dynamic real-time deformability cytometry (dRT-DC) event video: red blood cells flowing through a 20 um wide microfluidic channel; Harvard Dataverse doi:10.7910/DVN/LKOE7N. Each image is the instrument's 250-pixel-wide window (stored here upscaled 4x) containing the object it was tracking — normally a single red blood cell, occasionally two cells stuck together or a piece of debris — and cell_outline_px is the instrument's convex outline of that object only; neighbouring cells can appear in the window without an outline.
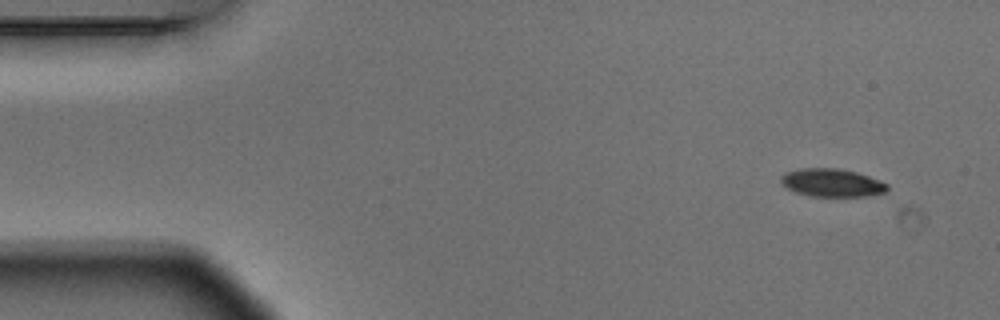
{"species": "Egyptian fruit bat (a non-hibernating species)", "species_latin": "Rousettus aegyptiacus", "temperature_condition": "warm", "stored_images_in_passage": 4, "camera_frame_rate_fps": 3000, "um_per_image_px": 0.085, "animal": {"sex": "male"}, "frame": {"image": 1, "passage_image": 1, "time_ms": 0.0, "image_size_px": [1000, 320], "cell_outline_px": [[888, 188], [884, 192], [864, 196], [812, 196], [796, 192], [780, 184], [780, 176], [784, 172], [800, 168], [840, 168], [856, 172], [880, 180], [888, 184]], "centroid_in_image_um": [70.67, 15.52], "position_along_channel_um": 14.3, "area_um2": 17.4}}
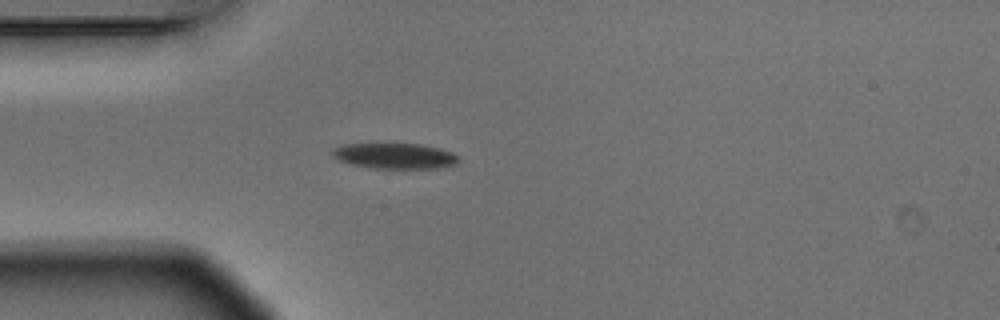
{"frame": {"image": 2, "passage_image": 4, "time_ms": 1.0, "image_size_px": [1000, 320], "cell_outline_px": [[460, 160], [456, 164], [440, 168], [372, 168], [352, 164], [336, 160], [332, 156], [332, 148], [344, 144], [376, 140], [380, 140], [424, 144], [440, 148], [452, 152], [460, 156]], "centroid_in_image_um": [33.51, 13.18], "position_along_channel_um": 51.5, "area_um2": 20.23}}